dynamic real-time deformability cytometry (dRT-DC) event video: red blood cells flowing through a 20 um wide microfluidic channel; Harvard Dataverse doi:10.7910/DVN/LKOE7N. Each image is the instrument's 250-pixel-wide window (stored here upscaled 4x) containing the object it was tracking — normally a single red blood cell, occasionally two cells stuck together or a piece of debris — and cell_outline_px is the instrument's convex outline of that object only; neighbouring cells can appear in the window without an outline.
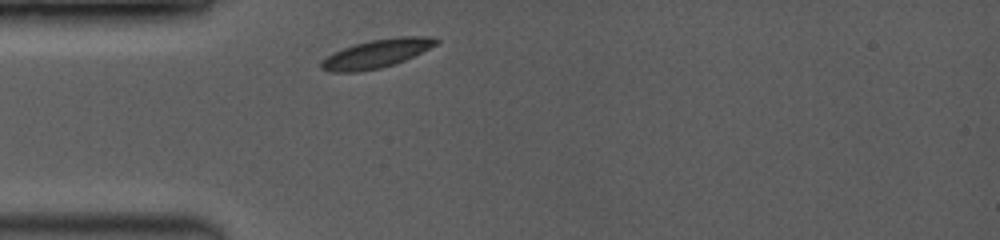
{"species": "common noctule bat (a hibernating species)", "species_latin": "Nyctalus noctula", "temperature_condition": "room temperature", "stored_images_in_passage": 1, "camera_frame_rate_fps": 3500, "um_per_image_px": 0.085, "animal": {"sex": "female", "body_mass_g": 19.0, "forearm_length_mm": 53.3}, "frame": {"image": 1, "passage_image": 1, "time_ms": 0.0, "image_size_px": [1000, 240], "cell_outline_px": [[440, 40], [436, 44], [404, 60], [380, 68], [356, 72], [332, 72], [320, 68], [320, 60], [332, 52], [368, 40], [396, 36], [432, 36]], "centroid_in_image_um": [31.96, 4.54], "position_along_channel_um": 53.0, "area_um2": 18.96}}